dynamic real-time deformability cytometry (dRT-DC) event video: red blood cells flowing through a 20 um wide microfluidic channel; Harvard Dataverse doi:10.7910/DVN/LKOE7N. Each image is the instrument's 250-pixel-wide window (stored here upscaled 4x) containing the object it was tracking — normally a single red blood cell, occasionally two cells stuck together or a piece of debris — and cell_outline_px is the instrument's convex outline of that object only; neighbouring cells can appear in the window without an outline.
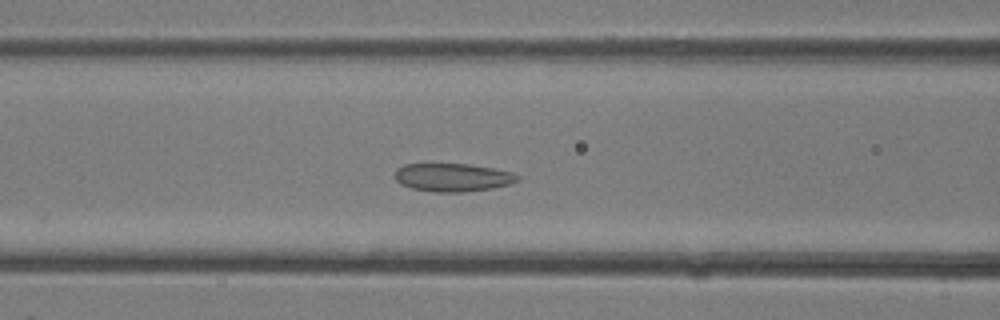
{"species": "common noctule bat (a hibernating species)", "species_latin": "Nyctalus noctula", "temperature_condition": "room temperature", "stored_images_in_passage": 15, "camera_frame_rate_fps": 3000, "um_per_image_px": 0.085, "animal": {"sex": "female"}, "frame": {"image": 1, "passage_image": 6, "time_ms": 1.667, "image_size_px": [1000, 320], "cell_outline_px": [[520, 180], [508, 184], [492, 188], [464, 192], [436, 192], [412, 188], [400, 184], [392, 176], [396, 168], [404, 164], [468, 164], [492, 168], [512, 172], [520, 176]], "centroid_in_image_um": [38.44, 15.07], "position_along_channel_um": 128.2, "area_um2": 20.23}}
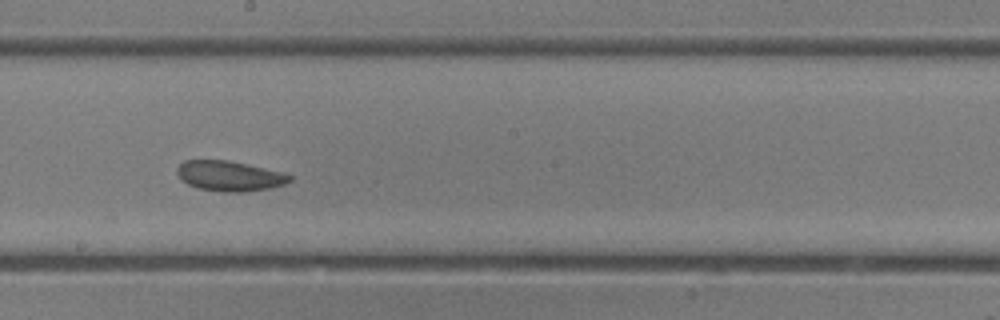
{"frame": {"image": 2, "passage_image": 11, "time_ms": 3.333, "image_size_px": [1000, 320], "cell_outline_px": [[292, 180], [284, 184], [272, 188], [244, 192], [224, 192], [200, 188], [188, 184], [180, 180], [176, 172], [176, 168], [184, 160], [228, 160], [284, 172], [292, 176]], "centroid_in_image_um": [19.51, 14.95], "position_along_channel_um": 228.7, "area_um2": 19.94}}
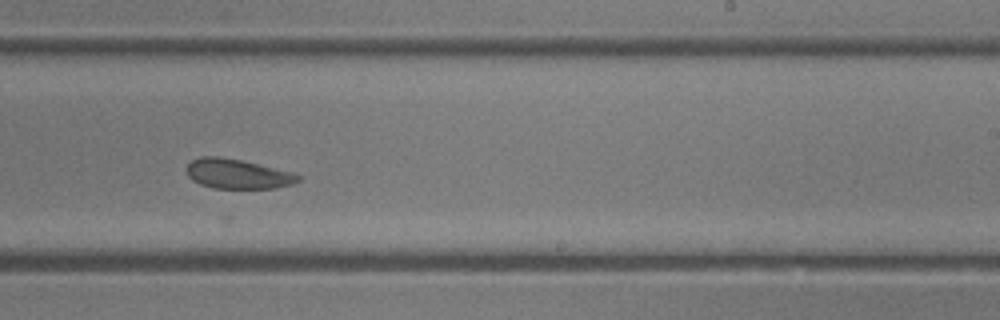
{"frame": {"image": 3, "passage_image": 13, "time_ms": 4.0, "image_size_px": [1000, 320], "cell_outline_px": [[304, 176], [300, 180], [292, 184], [276, 188], [212, 188], [200, 184], [192, 180], [188, 176], [184, 168], [192, 160], [200, 156], [220, 156], [240, 160], [292, 172]], "centroid_in_image_um": [20.17, 14.78], "position_along_channel_um": 268.8, "area_um2": 19.42}}